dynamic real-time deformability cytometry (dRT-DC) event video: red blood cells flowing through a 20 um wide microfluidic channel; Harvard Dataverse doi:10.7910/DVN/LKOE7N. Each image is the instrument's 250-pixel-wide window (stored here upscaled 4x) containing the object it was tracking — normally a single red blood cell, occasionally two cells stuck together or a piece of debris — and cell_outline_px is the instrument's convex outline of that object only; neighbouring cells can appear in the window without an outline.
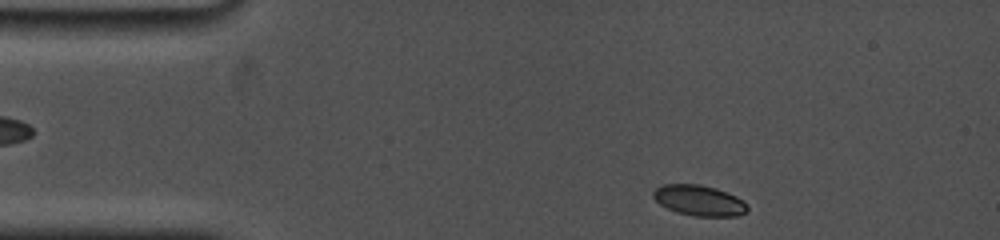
{"species": "common noctule bat (a hibernating species)", "species_latin": "Nyctalus noctula", "temperature_condition": "cold", "stored_images_in_passage": 20, "camera_frame_rate_fps": 5000, "um_per_image_px": 0.085, "animal": {"sex": "female", "body_mass_g": 19.0, "forearm_length_mm": 53.3}, "frame": {"image": 1, "passage_image": 4, "time_ms": 0.4, "image_size_px": [1000, 240], "cell_outline_px": [[748, 208], [740, 216], [692, 216], [676, 212], [660, 204], [652, 196], [652, 192], [656, 188], [664, 184], [700, 184], [716, 188], [736, 196], [744, 200], [748, 204]], "centroid_in_image_um": [59.44, 17.04], "position_along_channel_um": 25.6, "area_um2": 16.88}}
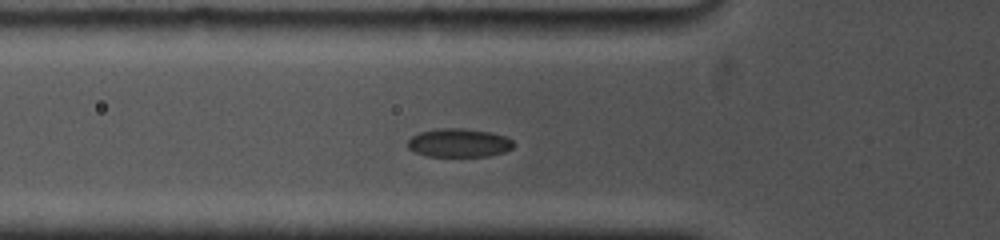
{"frame": {"image": 2, "passage_image": 17, "time_ms": 3.6, "image_size_px": [1000, 240], "cell_outline_px": [[512, 148], [504, 152], [488, 156], [428, 156], [416, 152], [408, 148], [408, 140], [412, 136], [420, 132], [436, 128], [464, 128], [492, 132], [504, 136], [512, 140]], "centroid_in_image_um": [39.0, 12.13], "position_along_channel_um": 86.8, "area_um2": 17.57}}
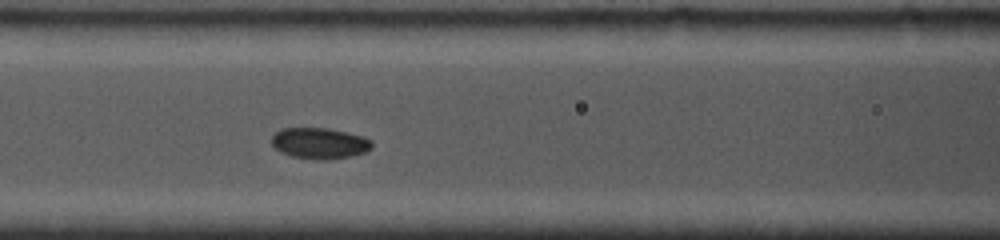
{"frame": {"image": 3, "passage_image": 20, "time_ms": 5.0, "image_size_px": [1000, 240], "cell_outline_px": [[372, 148], [368, 152], [328, 160], [316, 160], [292, 156], [280, 152], [272, 144], [272, 136], [280, 128], [328, 128], [348, 132], [364, 136], [372, 140]], "centroid_in_image_um": [27.19, 12.17], "position_along_channel_um": 139.4, "area_um2": 18.32}}